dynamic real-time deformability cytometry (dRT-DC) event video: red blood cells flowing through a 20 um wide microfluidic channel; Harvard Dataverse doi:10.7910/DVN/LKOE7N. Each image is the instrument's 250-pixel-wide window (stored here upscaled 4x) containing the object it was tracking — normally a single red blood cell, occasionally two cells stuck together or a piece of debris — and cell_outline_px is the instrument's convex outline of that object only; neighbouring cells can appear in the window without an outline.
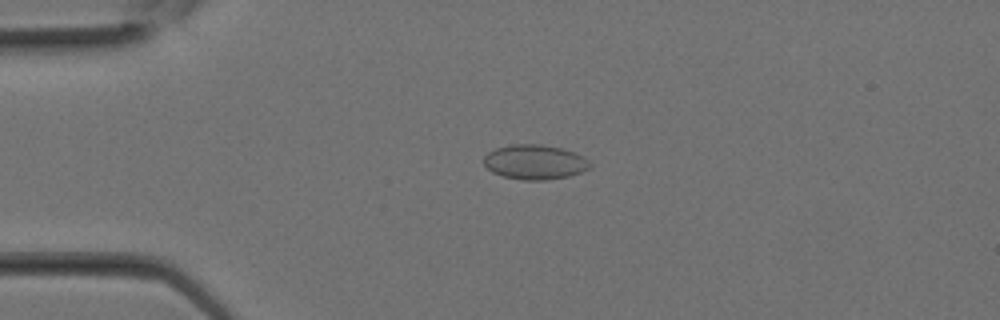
{"species": "Egyptian fruit bat (a non-hibernating species)", "species_latin": "Rousettus aegyptiacus", "temperature_condition": "room temperature", "stored_images_in_passage": 23, "camera_frame_rate_fps": 3000, "um_per_image_px": 0.085, "animal": {"sex": "female"}, "frame": {"image": 1, "passage_image": 1, "time_ms": 0.0, "image_size_px": [1000, 320], "cell_outline_px": [[592, 168], [568, 176], [544, 180], [524, 180], [504, 176], [492, 172], [484, 164], [484, 156], [488, 152], [496, 148], [512, 144], [540, 144], [560, 148], [576, 152], [588, 160], [592, 164]], "centroid_in_image_um": [45.47, 13.77], "position_along_channel_um": 39.5, "area_um2": 21.44}}
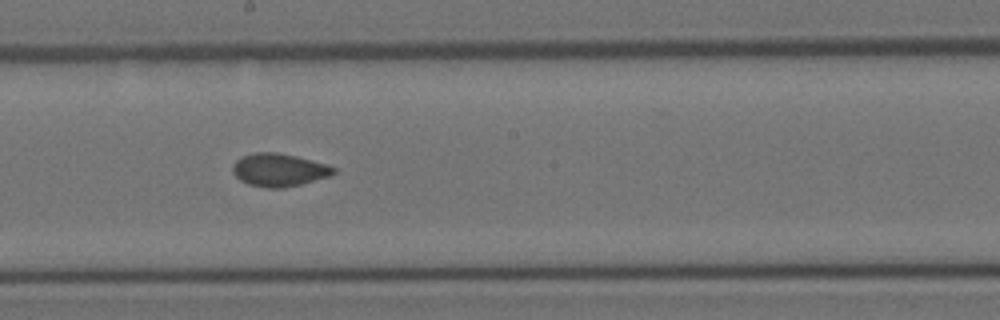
{"frame": {"image": 2, "passage_image": 10, "time_ms": 3.0, "image_size_px": [1000, 320], "cell_outline_px": [[336, 172], [332, 176], [284, 188], [264, 188], [248, 184], [240, 180], [232, 172], [232, 164], [236, 160], [244, 156], [256, 152], [276, 152], [296, 156], [328, 164], [336, 168]], "centroid_in_image_um": [23.73, 14.45], "position_along_channel_um": 224.5, "area_um2": 19.54}}
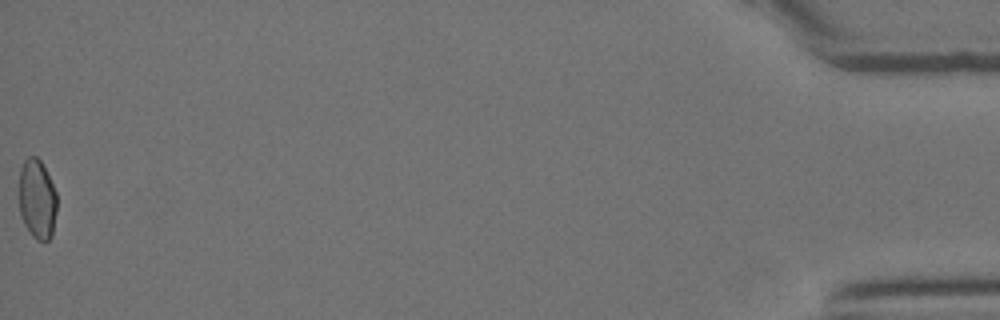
{"frame": {"image": 3, "passage_image": 23, "time_ms": 7.333, "image_size_px": [1000, 320], "cell_outline_px": [[56, 212], [52, 236], [44, 244], [36, 240], [32, 236], [24, 224], [20, 212], [16, 192], [20, 168], [24, 160], [28, 156], [36, 156], [40, 160], [56, 192]], "centroid_in_image_um": [3.11, 16.95], "position_along_channel_um": 432.1, "area_um2": 18.21}}